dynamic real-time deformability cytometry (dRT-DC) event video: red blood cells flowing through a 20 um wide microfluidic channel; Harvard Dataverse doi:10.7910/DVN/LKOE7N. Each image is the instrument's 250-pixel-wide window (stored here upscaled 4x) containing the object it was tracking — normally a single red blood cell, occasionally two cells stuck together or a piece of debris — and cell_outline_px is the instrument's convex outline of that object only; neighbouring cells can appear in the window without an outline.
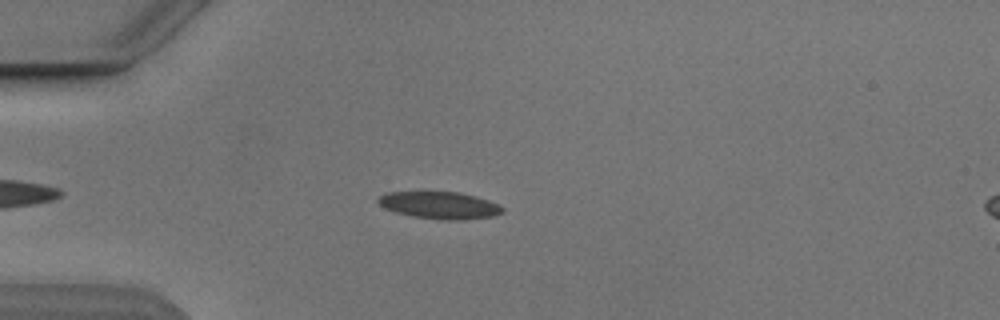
{"species": "Egyptian fruit bat (a non-hibernating species)", "species_latin": "Rousettus aegyptiacus", "temperature_condition": "cold", "stored_images_in_passage": 5, "camera_frame_rate_fps": 3000, "um_per_image_px": 0.085, "animal": {"sex": "male"}, "frame": {"image": 1, "passage_image": 5, "time_ms": 4.667, "image_size_px": [1000, 320], "cell_outline_px": [[504, 212], [492, 216], [464, 220], [440, 220], [412, 216], [396, 212], [384, 208], [376, 200], [380, 196], [388, 192], [456, 192], [476, 196], [488, 200], [504, 208]], "centroid_in_image_um": [37.37, 17.45], "position_along_channel_um": 47.6, "area_um2": 19.59}}